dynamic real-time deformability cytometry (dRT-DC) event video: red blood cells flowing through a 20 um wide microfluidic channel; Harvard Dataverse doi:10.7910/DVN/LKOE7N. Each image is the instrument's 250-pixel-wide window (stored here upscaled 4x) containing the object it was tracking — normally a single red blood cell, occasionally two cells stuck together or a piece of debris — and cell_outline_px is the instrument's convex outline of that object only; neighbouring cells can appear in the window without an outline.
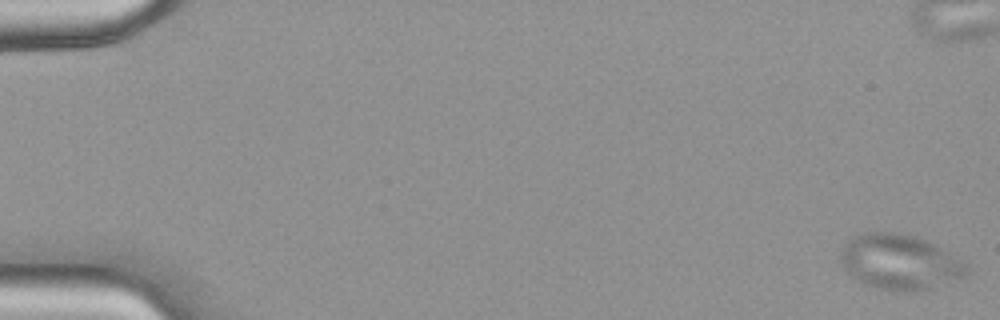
{"species": "common noctule bat (a hibernating species)", "species_latin": "Nyctalus noctula", "temperature_condition": "warm", "stored_images_in_passage": 50, "camera_frame_rate_fps": 3000, "um_per_image_px": 0.085, "animal": {"sex": "female", "body_mass_g": 18.4}, "frame": {"image": 1, "passage_image": 1, "time_ms": 0.0, "image_size_px": [1000, 320], "cell_outline_px": [[968, 276], [920, 288], [888, 288], [872, 284], [864, 280], [852, 272], [844, 264], [844, 248], [848, 240], [856, 236], [876, 232], [884, 232], [908, 236], [920, 240], [928, 244], [964, 264], [968, 268]], "centroid_in_image_um": [76.49, 22.23], "position_along_channel_um": 8.5, "area_um2": 36.18}}